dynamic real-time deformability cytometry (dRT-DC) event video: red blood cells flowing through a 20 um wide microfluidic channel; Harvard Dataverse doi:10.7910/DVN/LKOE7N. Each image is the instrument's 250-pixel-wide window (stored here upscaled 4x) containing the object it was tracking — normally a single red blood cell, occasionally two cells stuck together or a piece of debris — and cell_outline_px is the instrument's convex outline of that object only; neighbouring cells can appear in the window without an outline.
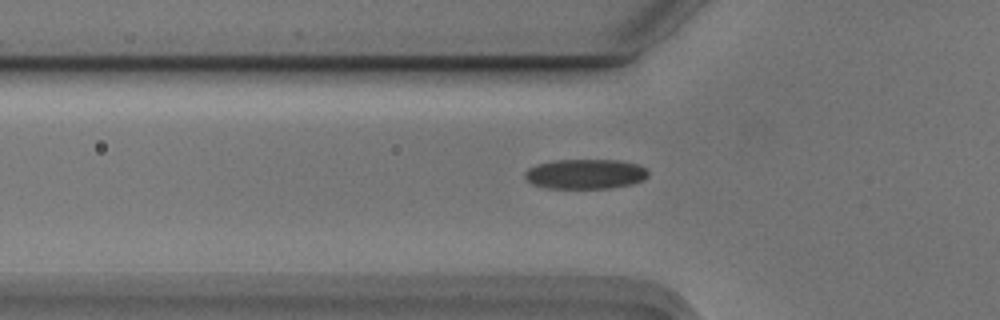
{"species": "Egyptian fruit bat (a non-hibernating species)", "species_latin": "Rousettus aegyptiacus", "temperature_condition": "cold", "stored_images_in_passage": 24, "camera_frame_rate_fps": 3000, "um_per_image_px": 0.085, "animal": {"sex": "male"}, "frame": {"image": 1, "passage_image": 3, "time_ms": 0.667, "image_size_px": [1000, 320], "cell_outline_px": [[648, 176], [644, 180], [632, 184], [612, 188], [544, 188], [532, 184], [524, 180], [524, 172], [528, 168], [536, 164], [552, 160], [620, 160], [636, 164], [644, 168], [648, 172]], "centroid_in_image_um": [49.7, 14.79], "position_along_channel_um": 76.1, "area_um2": 21.73}}
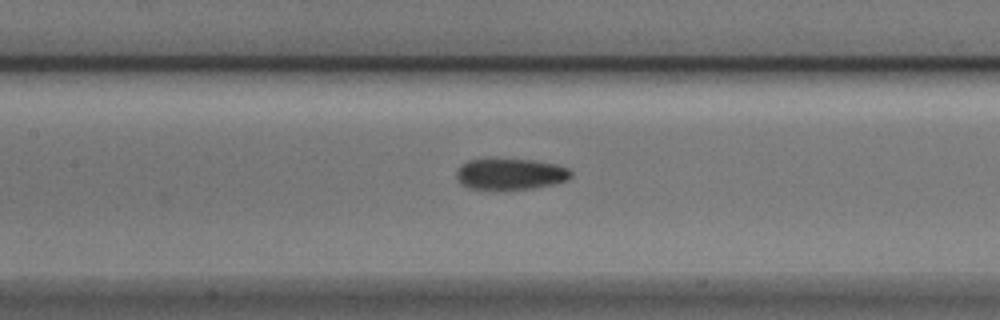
{"frame": {"image": 2, "passage_image": 10, "time_ms": 3.0, "image_size_px": [1000, 320], "cell_outline_px": [[572, 176], [568, 180], [552, 184], [532, 188], [504, 192], [496, 192], [468, 188], [460, 184], [456, 176], [456, 168], [460, 164], [468, 160], [532, 160], [556, 164], [568, 168], [572, 172]], "centroid_in_image_um": [43.33, 14.85], "position_along_channel_um": 164.1, "area_um2": 21.44}}
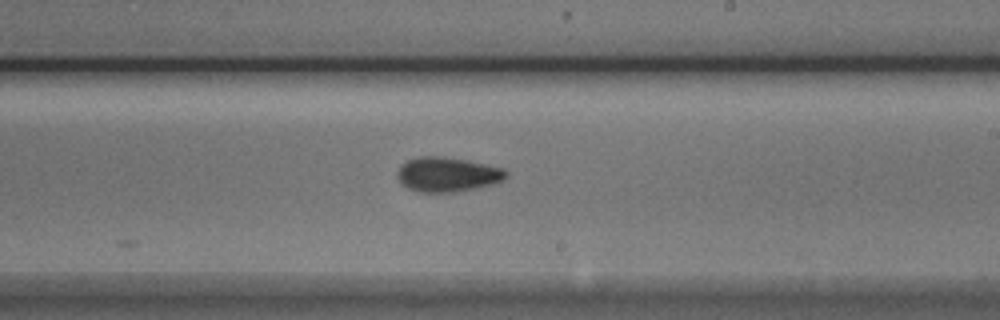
{"frame": {"image": 3, "passage_image": 17, "time_ms": 5.333, "image_size_px": [1000, 320], "cell_outline_px": [[508, 176], [504, 180], [496, 184], [456, 192], [420, 192], [408, 188], [400, 184], [396, 176], [396, 172], [400, 164], [408, 160], [420, 156], [444, 156], [504, 168], [508, 172]], "centroid_in_image_um": [38.02, 14.83], "position_along_channel_um": 251.0, "area_um2": 22.25}}